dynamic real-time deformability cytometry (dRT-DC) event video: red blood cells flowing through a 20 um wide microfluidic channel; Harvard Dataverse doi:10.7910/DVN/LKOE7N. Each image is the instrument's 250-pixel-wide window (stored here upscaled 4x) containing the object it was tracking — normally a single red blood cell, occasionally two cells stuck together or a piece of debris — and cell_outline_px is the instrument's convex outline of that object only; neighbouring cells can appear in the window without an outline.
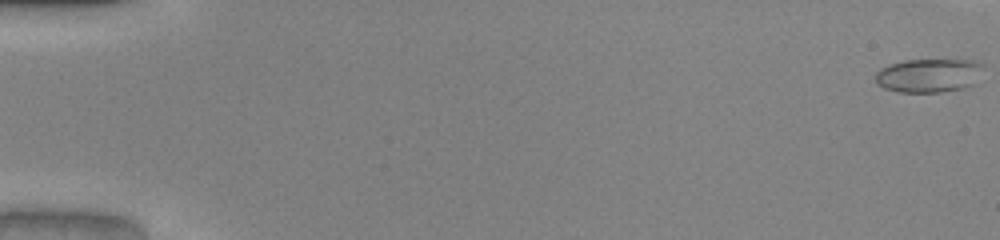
{"species": "common noctule bat (a hibernating species)", "species_latin": "Nyctalus noctula", "temperature_condition": "warm", "stored_images_in_passage": 42, "camera_frame_rate_fps": 3000, "um_per_image_px": 0.085, "animal": {"sex": "male", "body_mass_g": 20.0, "forearm_length_mm": 53.3}, "frame": {"image": 1, "passage_image": 1, "time_ms": 0.0, "image_size_px": [1000, 240], "cell_outline_px": [[984, 64], [976, 84], [964, 88], [940, 92], [896, 92], [884, 88], [876, 84], [876, 72], [880, 68], [904, 60], [972, 60]], "centroid_in_image_um": [78.96, 6.42], "position_along_channel_um": 6.0, "area_um2": 21.39}}
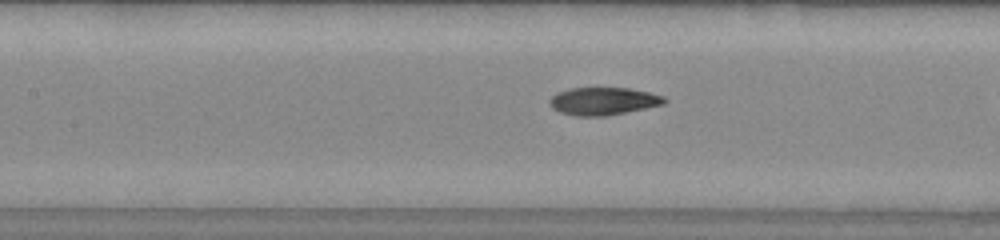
{"frame": {"image": 2, "passage_image": 25, "time_ms": 8.0, "image_size_px": [1000, 240], "cell_outline_px": [[668, 100], [664, 104], [608, 116], [576, 116], [560, 112], [552, 108], [548, 100], [556, 92], [568, 88], [628, 88], [648, 92], [664, 96]], "centroid_in_image_um": [51.26, 8.6], "position_along_channel_um": 156.1, "area_um2": 18.61}}
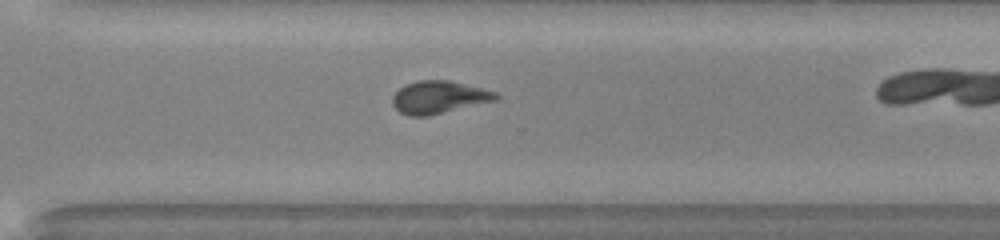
{"frame": {"image": 3, "passage_image": 38, "time_ms": 12.333, "image_size_px": [1000, 240], "cell_outline_px": [[500, 96], [496, 100], [428, 116], [408, 116], [400, 112], [392, 104], [392, 96], [404, 84], [416, 80], [452, 80], [496, 92]], "centroid_in_image_um": [37.28, 8.25], "position_along_channel_um": 333.3, "area_um2": 19.71}}